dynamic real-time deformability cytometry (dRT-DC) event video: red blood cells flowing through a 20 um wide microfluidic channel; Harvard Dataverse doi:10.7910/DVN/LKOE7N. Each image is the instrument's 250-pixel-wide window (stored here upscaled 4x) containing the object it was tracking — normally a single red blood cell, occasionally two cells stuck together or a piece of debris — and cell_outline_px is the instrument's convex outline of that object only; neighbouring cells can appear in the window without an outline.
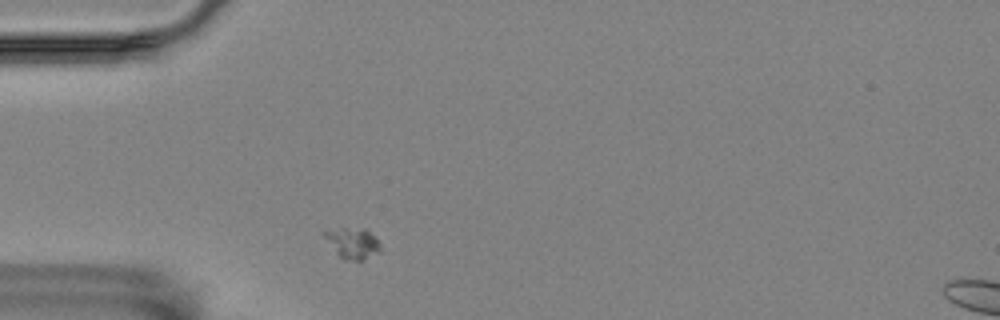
{"species": "Egyptian fruit bat (a non-hibernating species)", "species_latin": "Rousettus aegyptiacus", "temperature_condition": "room temperature", "stored_images_in_passage": 6, "camera_frame_rate_fps": 3000, "um_per_image_px": 0.085, "animal": {"sex": "female"}, "frame": {"image": 1, "passage_image": 3, "time_ms": 0.667, "image_size_px": [1000, 320], "cell_outline_px": [[384, 252], [364, 260], [344, 260], [336, 252], [320, 232], [340, 228], [364, 228], [376, 236]], "centroid_in_image_um": [30.05, 20.68], "position_along_channel_um": 55.0, "area_um2": 10.35}}